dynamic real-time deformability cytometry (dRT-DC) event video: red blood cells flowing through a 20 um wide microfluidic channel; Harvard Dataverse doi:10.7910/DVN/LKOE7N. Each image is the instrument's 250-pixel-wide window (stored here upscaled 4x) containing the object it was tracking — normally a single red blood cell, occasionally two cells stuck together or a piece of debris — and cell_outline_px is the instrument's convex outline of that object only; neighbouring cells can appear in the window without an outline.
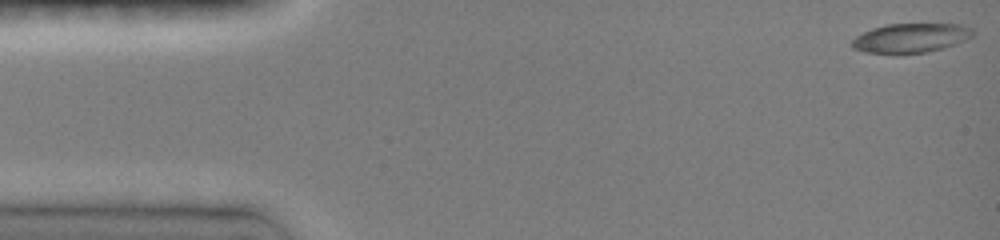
{"species": "common noctule bat (a hibernating species)", "species_latin": "Nyctalus noctula", "temperature_condition": "room temperature", "stored_images_in_passage": 9, "camera_frame_rate_fps": 3000, "um_per_image_px": 0.085, "animal": {"sex": "female", "body_mass_g": 19.0, "forearm_length_mm": 51.5}, "frame": {"image": 1, "passage_image": 1, "time_ms": 0.0, "image_size_px": [1000, 240], "cell_outline_px": [[976, 32], [972, 36], [956, 44], [924, 52], [896, 56], [864, 52], [852, 48], [852, 40], [856, 36], [872, 28], [888, 24], [964, 24], [972, 28]], "centroid_in_image_um": [77.39, 3.25], "position_along_channel_um": 7.6, "area_um2": 21.1}}
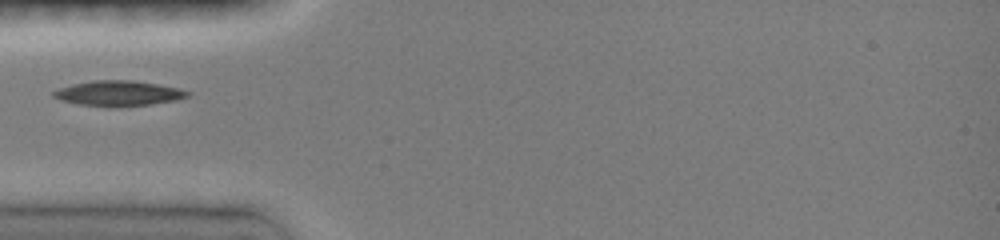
{"frame": {"image": 2, "passage_image": 6, "time_ms": 4.667, "image_size_px": [1000, 240], "cell_outline_px": [[192, 92], [188, 96], [176, 100], [148, 104], [116, 108], [108, 108], [80, 104], [60, 100], [52, 96], [52, 92], [60, 88], [72, 84], [92, 80], [132, 80], [180, 88]], "centroid_in_image_um": [10.06, 7.94], "position_along_channel_um": 74.9, "area_um2": 19.88}}
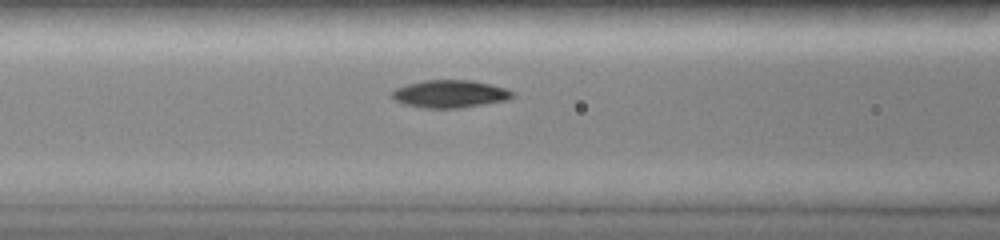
{"frame": {"image": 3, "passage_image": 9, "time_ms": 6.0, "image_size_px": [1000, 240], "cell_outline_px": [[516, 96], [508, 100], [460, 108], [424, 108], [404, 104], [396, 100], [388, 92], [396, 88], [408, 84], [424, 80], [472, 80], [508, 88], [516, 92]], "centroid_in_image_um": [38.3, 7.98], "position_along_channel_um": 128.3, "area_um2": 19.65}}